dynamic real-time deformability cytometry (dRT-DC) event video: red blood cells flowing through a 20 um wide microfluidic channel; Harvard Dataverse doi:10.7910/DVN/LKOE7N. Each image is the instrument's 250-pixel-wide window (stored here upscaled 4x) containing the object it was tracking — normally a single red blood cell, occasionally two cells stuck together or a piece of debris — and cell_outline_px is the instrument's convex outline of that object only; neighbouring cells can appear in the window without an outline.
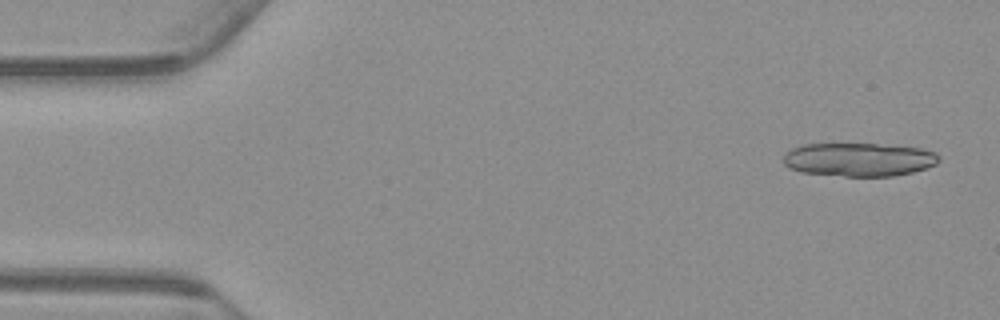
{"species": "common noctule bat (a hibernating species)", "species_latin": "Nyctalus noctula", "temperature_condition": "warm", "stored_images_in_passage": 17, "camera_frame_rate_fps": 3000, "um_per_image_px": 0.085, "animal": {"sex": "male", "body_mass_g": 23.1, "forearm_length_mm": 52.7}, "frame": {"image": 1, "passage_image": 2, "time_ms": 0.333, "image_size_px": [1000, 320], "cell_outline_px": [[940, 160], [936, 164], [912, 172], [892, 176], [844, 176], [800, 172], [788, 168], [784, 164], [784, 156], [792, 148], [804, 144], [876, 144], [920, 148], [936, 152], [940, 156]], "centroid_in_image_um": [73.01, 13.56], "position_along_channel_um": 12.0, "area_um2": 30.29}}